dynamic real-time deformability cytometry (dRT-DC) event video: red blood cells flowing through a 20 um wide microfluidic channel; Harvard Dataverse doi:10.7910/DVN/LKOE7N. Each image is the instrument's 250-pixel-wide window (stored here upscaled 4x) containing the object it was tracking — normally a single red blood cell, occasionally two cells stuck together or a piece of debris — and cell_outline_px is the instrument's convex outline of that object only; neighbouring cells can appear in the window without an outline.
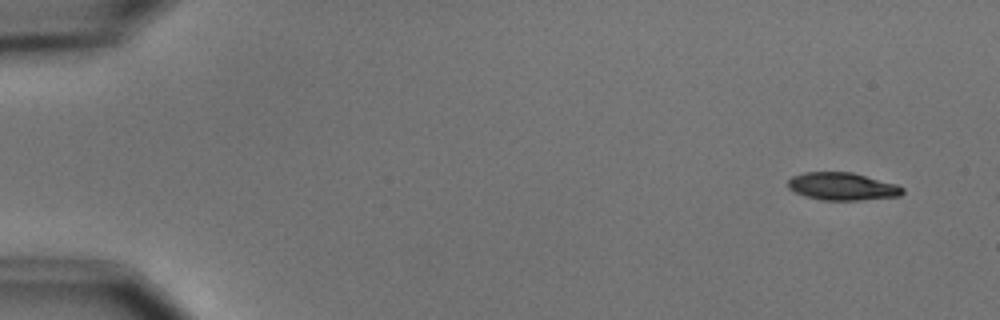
{"species": "common noctule bat (a hibernating species)", "species_latin": "Nyctalus noctula", "temperature_condition": "cold", "stored_images_in_passage": 5, "camera_frame_rate_fps": 3000, "um_per_image_px": 0.085, "animal": {"sex": "male", "body_mass_g": 15.6}, "frame": {"image": 1, "passage_image": 1, "time_ms": 0.0, "image_size_px": [1000, 320], "cell_outline_px": [[904, 192], [900, 196], [860, 200], [824, 200], [804, 196], [788, 188], [788, 180], [792, 176], [804, 172], [852, 172], [896, 184], [904, 188]], "centroid_in_image_um": [71.59, 15.84], "position_along_channel_um": 13.4, "area_um2": 18.44}}
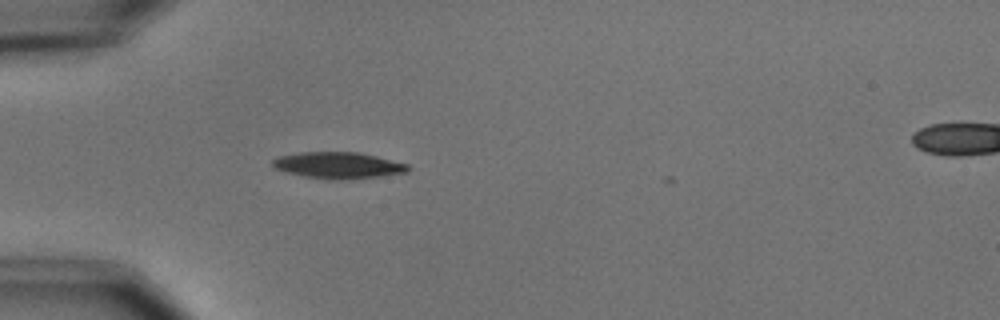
{"frame": {"image": 2, "passage_image": 4, "time_ms": 4.333, "image_size_px": [1000, 320], "cell_outline_px": [[412, 168], [408, 172], [376, 176], [340, 180], [304, 176], [288, 172], [276, 168], [272, 164], [272, 160], [280, 156], [300, 152], [360, 152], [408, 164]], "centroid_in_image_um": [28.78, 14.04], "position_along_channel_um": 56.2, "area_um2": 20.52}}